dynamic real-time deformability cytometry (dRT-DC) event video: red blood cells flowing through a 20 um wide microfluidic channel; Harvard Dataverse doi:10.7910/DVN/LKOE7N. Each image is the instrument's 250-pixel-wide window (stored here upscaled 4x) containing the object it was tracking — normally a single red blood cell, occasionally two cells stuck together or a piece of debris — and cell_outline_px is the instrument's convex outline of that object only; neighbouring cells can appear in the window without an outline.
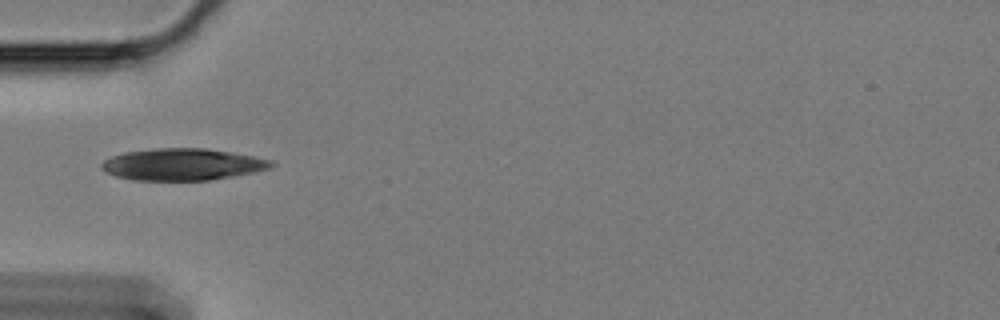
{"species": "Egyptian fruit bat (a non-hibernating species)", "species_latin": "Rousettus aegyptiacus", "temperature_condition": "cold", "stored_images_in_passage": 15, "camera_frame_rate_fps": 3000, "um_per_image_px": 0.085, "animal": {"sex": "female"}, "frame": {"image": 1, "passage_image": 1, "time_ms": 0.0, "image_size_px": [1000, 320], "cell_outline_px": [[276, 164], [268, 168], [256, 172], [208, 180], [132, 180], [116, 176], [104, 172], [100, 168], [100, 164], [104, 160], [112, 156], [124, 152], [156, 148], [204, 148], [232, 152], [272, 160]], "centroid_in_image_um": [15.48, 13.97], "position_along_channel_um": 69.5, "area_um2": 31.5}}
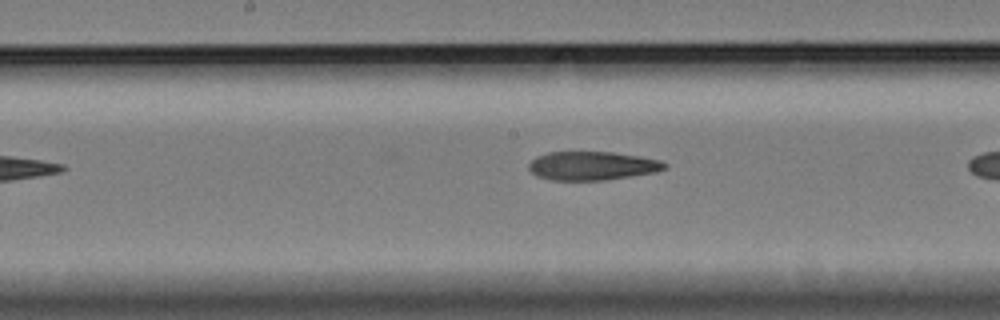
{"frame": {"image": 2, "passage_image": 9, "time_ms": 2.667, "image_size_px": [1000, 320], "cell_outline_px": [[668, 168], [656, 172], [604, 180], [552, 180], [536, 176], [528, 168], [528, 164], [536, 156], [548, 152], [612, 152], [640, 156], [660, 160], [668, 164]], "centroid_in_image_um": [50.35, 14.09], "position_along_channel_um": 197.9, "area_um2": 22.77}}
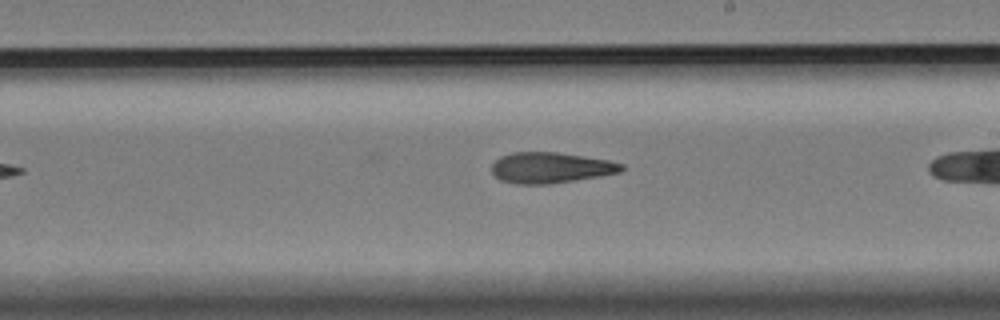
{"frame": {"image": 3, "passage_image": 13, "time_ms": 4.0, "image_size_px": [1000, 320], "cell_outline_px": [[624, 168], [620, 172], [600, 176], [548, 184], [516, 184], [500, 180], [492, 172], [492, 164], [500, 156], [512, 152], [556, 152], [608, 160], [624, 164]], "centroid_in_image_um": [46.78, 14.25], "position_along_channel_um": 242.2, "area_um2": 23.18}}